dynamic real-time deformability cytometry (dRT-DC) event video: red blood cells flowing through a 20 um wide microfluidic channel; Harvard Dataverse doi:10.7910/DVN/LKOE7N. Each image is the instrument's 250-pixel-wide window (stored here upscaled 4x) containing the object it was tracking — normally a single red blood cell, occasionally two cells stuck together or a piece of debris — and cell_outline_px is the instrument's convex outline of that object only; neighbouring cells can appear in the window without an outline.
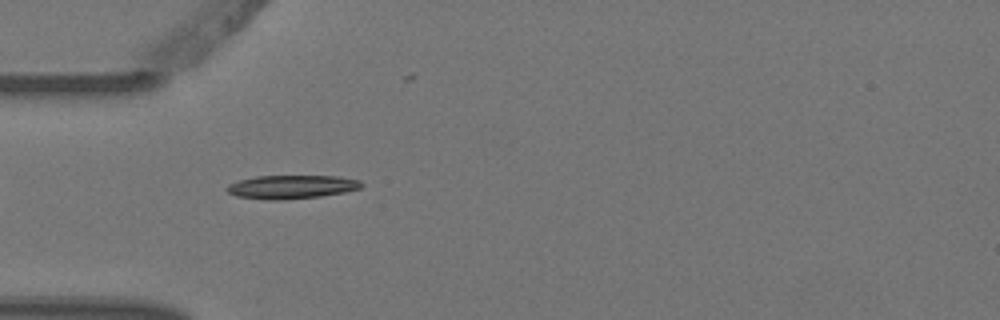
{"species": "Egyptian fruit bat (a non-hibernating species)", "species_latin": "Rousettus aegyptiacus", "temperature_condition": "warm", "stored_images_in_passage": 6, "segment_of_instrument_passage": [2, 2], "camera_frame_rate_fps": 3000, "um_per_image_px": 0.085, "animal": {"sex": "female"}, "frame": {"image": 1, "passage_image": 5, "time_ms": 1.333, "image_size_px": [1000, 320], "cell_outline_px": [[364, 184], [360, 188], [344, 192], [320, 196], [284, 200], [272, 200], [236, 196], [228, 192], [224, 188], [228, 184], [240, 180], [256, 176], [336, 176], [360, 180]], "centroid_in_image_um": [24.77, 15.88], "position_along_channel_um": 60.2, "area_um2": 18.44}}
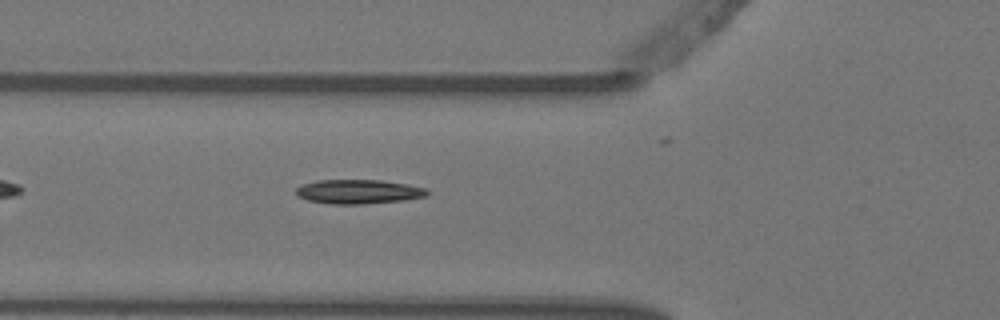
{"frame": {"image": 2, "passage_image": 6, "time_ms": 1.667, "image_size_px": [1000, 320], "cell_outline_px": [[428, 196], [404, 200], [360, 204], [332, 204], [308, 200], [300, 196], [296, 192], [296, 188], [304, 184], [316, 180], [380, 180], [408, 184], [428, 188]], "centroid_in_image_um": [30.52, 16.28], "position_along_channel_um": 95.3, "area_um2": 18.44}}